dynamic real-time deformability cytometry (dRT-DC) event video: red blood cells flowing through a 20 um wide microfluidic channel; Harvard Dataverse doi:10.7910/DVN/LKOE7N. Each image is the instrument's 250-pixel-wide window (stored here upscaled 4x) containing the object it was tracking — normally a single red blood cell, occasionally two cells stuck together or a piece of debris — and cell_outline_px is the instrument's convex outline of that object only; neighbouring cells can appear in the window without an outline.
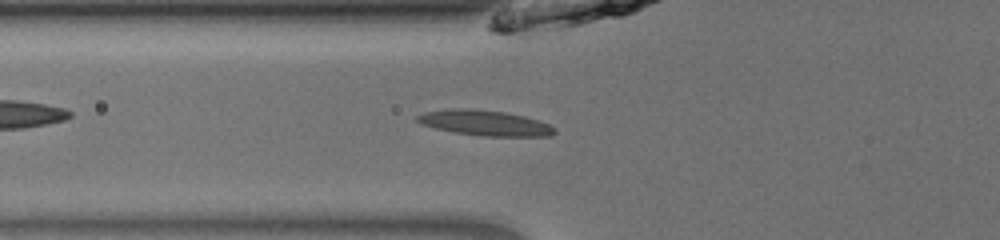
{"species": "common noctule bat (a hibernating species)", "species_latin": "Nyctalus noctula", "temperature_condition": "room temperature", "stored_images_in_passage": 37, "camera_frame_rate_fps": 3000, "um_per_image_px": 0.085, "animal": {"sex": "male", "body_mass_g": 13.0, "forearm_length_mm": 53.1}, "frame": {"image": 1, "passage_image": 6, "time_ms": 1.667, "image_size_px": [1000, 240], "cell_outline_px": [[556, 132], [548, 136], [484, 136], [456, 132], [436, 128], [420, 124], [416, 120], [416, 116], [424, 112], [452, 108], [468, 108], [504, 112], [524, 116], [548, 124], [556, 128]], "centroid_in_image_um": [41.19, 10.44], "position_along_channel_um": 84.6, "area_um2": 20.11}}
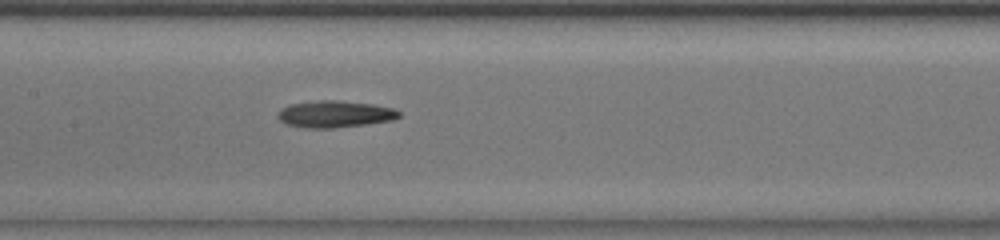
{"frame": {"image": 2, "passage_image": 13, "time_ms": 4.0, "image_size_px": [1000, 240], "cell_outline_px": [[400, 116], [392, 120], [364, 124], [332, 128], [304, 128], [284, 124], [276, 116], [280, 108], [292, 104], [320, 100], [336, 100], [372, 104], [392, 108], [400, 112]], "centroid_in_image_um": [28.41, 9.7], "position_along_channel_um": 179.0, "area_um2": 18.84}}
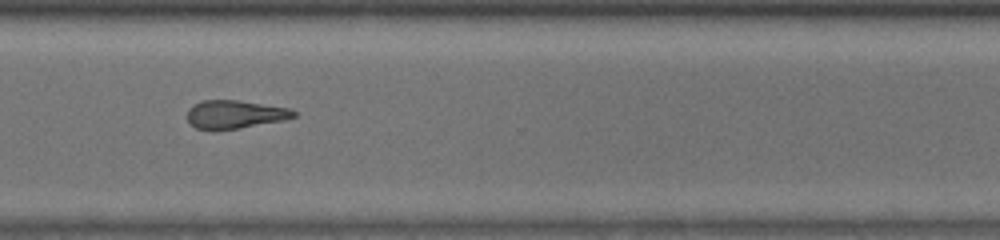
{"frame": {"image": 3, "passage_image": 26, "time_ms": 8.333, "image_size_px": [1000, 240], "cell_outline_px": [[296, 116], [284, 120], [216, 132], [212, 132], [196, 128], [188, 120], [188, 108], [204, 100], [236, 100], [288, 108], [296, 112]], "centroid_in_image_um": [19.93, 9.75], "position_along_channel_um": 350.7, "area_um2": 17.57}, "authors_computed_cell_mechanics": {"area_um2": 18.3804, "velocity_mm_per_s": 3.9718, "shape_relaxation_time_tau1_ms": 5.5065, "shape_relaxation_time_tau2_ms": 9.9125, "deformation_change_tau1": 0.1492, "deformation_change_tau2": 0.2637}}